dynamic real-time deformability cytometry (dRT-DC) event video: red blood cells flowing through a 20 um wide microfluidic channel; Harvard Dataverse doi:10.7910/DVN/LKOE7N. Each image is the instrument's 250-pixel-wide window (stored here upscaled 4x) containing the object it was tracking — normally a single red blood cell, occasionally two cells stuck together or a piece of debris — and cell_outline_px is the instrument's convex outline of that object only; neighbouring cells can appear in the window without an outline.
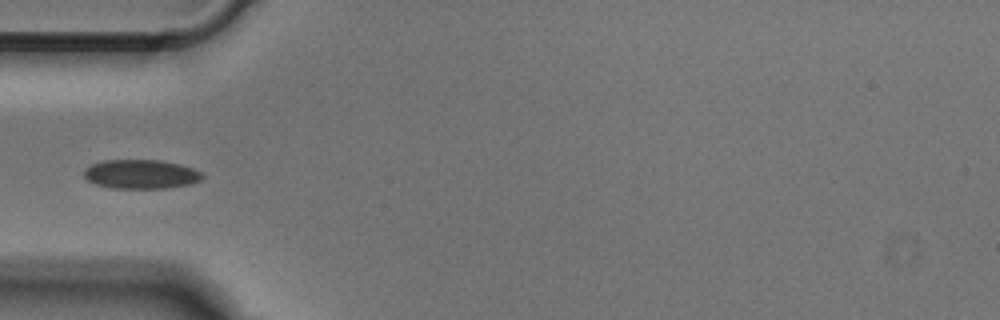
{"species": "Egyptian fruit bat (a non-hibernating species)", "species_latin": "Rousettus aegyptiacus", "temperature_condition": "cold", "stored_images_in_passage": 36, "camera_frame_rate_fps": 3000, "um_per_image_px": 0.085, "animal": {"sex": "male"}, "frame": {"image": 1, "passage_image": 1, "time_ms": 0.0, "image_size_px": [1000, 320], "cell_outline_px": [[204, 176], [200, 180], [192, 184], [168, 188], [112, 188], [96, 184], [88, 180], [84, 176], [84, 168], [92, 164], [104, 160], [160, 160], [180, 164], [192, 168], [200, 172]], "centroid_in_image_um": [11.98, 14.8], "position_along_channel_um": 73.0, "area_um2": 20.11}}
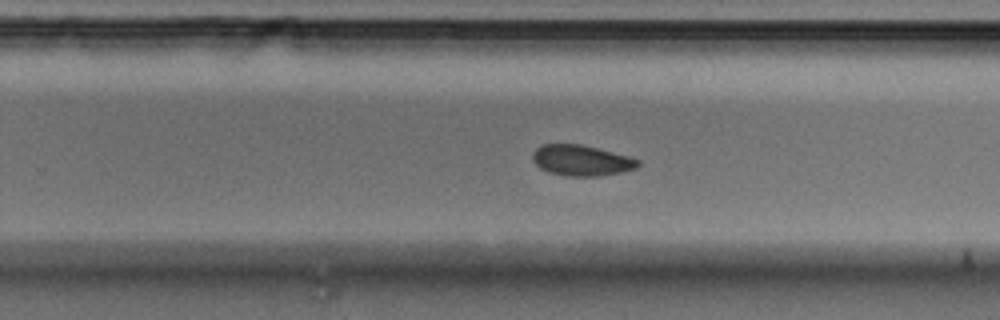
{"frame": {"image": 2, "passage_image": 17, "time_ms": 5.333, "image_size_px": [1000, 320], "cell_outline_px": [[640, 164], [636, 168], [620, 172], [600, 176], [564, 176], [548, 172], [540, 168], [532, 160], [532, 152], [536, 148], [544, 144], [580, 144], [628, 156], [640, 160]], "centroid_in_image_um": [49.39, 13.64], "position_along_channel_um": 280.4, "area_um2": 18.84}}
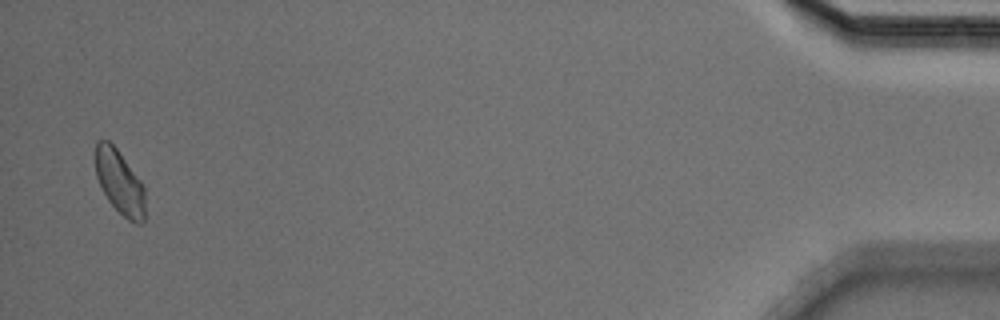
{"frame": {"image": 3, "passage_image": 35, "time_ms": 11.333, "image_size_px": [1000, 320], "cell_outline_px": [[144, 220], [140, 224], [136, 224], [128, 220], [108, 200], [96, 176], [96, 140], [108, 140], [116, 148], [140, 180], [144, 188]], "centroid_in_image_um": [10.17, 15.49], "position_along_channel_um": 425.0, "area_um2": 18.15}}